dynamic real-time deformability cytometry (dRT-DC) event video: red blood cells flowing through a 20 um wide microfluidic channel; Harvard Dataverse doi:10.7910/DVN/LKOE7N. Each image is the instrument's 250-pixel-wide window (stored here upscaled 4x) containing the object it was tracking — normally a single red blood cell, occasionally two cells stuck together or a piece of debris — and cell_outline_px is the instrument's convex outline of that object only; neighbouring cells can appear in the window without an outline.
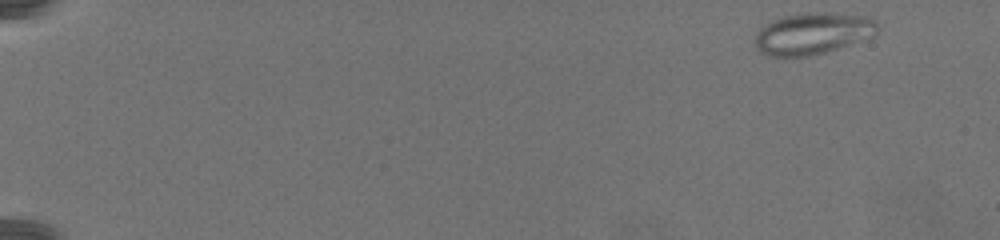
{"species": "common noctule bat (a hibernating species)", "species_latin": "Nyctalus noctula", "temperature_condition": "warm", "stored_images_in_passage": 75, "camera_frame_rate_fps": 3000, "um_per_image_px": 0.085, "animal": {"sex": "female", "body_mass_g": 19.5, "forearm_length_mm": 54.1}, "frame": {"image": 1, "passage_image": 3, "time_ms": 0.667, "image_size_px": [1000, 240], "cell_outline_px": [[876, 36], [812, 56], [768, 56], [760, 52], [756, 48], [756, 32], [760, 28], [772, 20], [784, 16], [816, 12], [824, 12], [864, 16], [876, 20]], "centroid_in_image_um": [69.08, 2.85], "position_along_channel_um": 15.9, "area_um2": 29.59}}
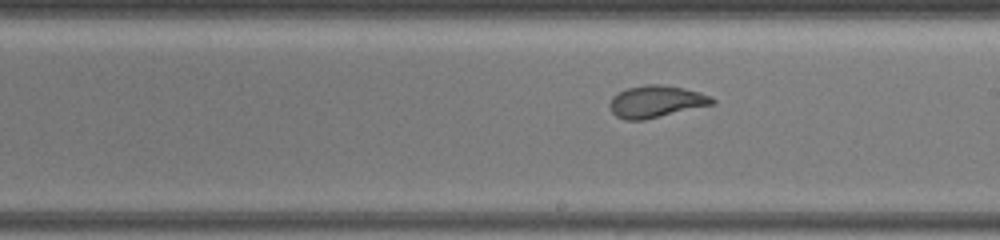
{"frame": {"image": 2, "passage_image": 45, "time_ms": 14.667, "image_size_px": [1000, 240], "cell_outline_px": [[716, 104], [644, 120], [624, 120], [616, 116], [608, 108], [608, 104], [612, 96], [628, 88], [644, 84], [660, 84], [684, 88], [700, 92], [712, 96], [716, 100]], "centroid_in_image_um": [55.78, 8.63], "position_along_channel_um": 233.2, "area_um2": 19.42}}
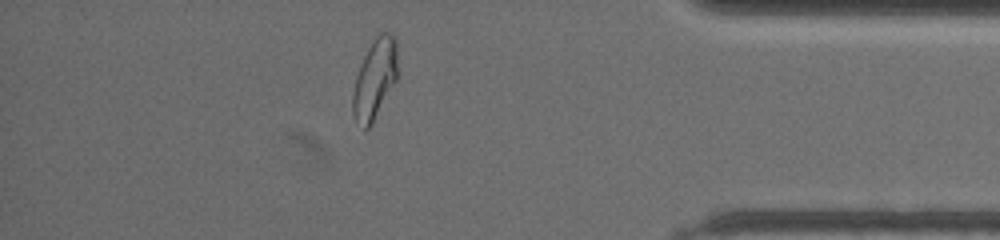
{"frame": {"image": 3, "passage_image": 66, "time_ms": 21.667, "image_size_px": [1000, 240], "cell_outline_px": [[396, 80], [372, 124], [368, 128], [364, 128], [356, 124], [352, 112], [352, 92], [356, 76], [360, 64], [376, 32], [388, 32], [396, 36]], "centroid_in_image_um": [31.83, 6.7], "position_along_channel_um": 403.4, "area_um2": 20.98}}